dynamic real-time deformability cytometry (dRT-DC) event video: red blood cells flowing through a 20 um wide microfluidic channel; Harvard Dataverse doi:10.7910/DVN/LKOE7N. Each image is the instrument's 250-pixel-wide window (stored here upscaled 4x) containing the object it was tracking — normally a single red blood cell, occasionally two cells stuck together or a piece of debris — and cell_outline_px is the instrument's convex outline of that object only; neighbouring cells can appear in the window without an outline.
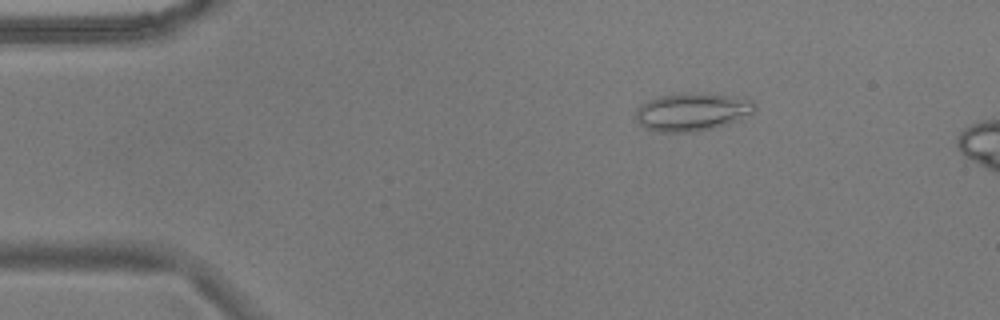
{"species": "common noctule bat (a hibernating species)", "species_latin": "Nyctalus noctula", "temperature_condition": "warm", "stored_images_in_passage": 15, "camera_frame_rate_fps": 3000, "um_per_image_px": 0.085, "animal": {"sex": "male", "body_mass_g": 17.9}, "frame": {"image": 1, "passage_image": 9, "time_ms": 2.667, "image_size_px": [1000, 320], "cell_outline_px": [[756, 108], [752, 112], [716, 128], [696, 132], [656, 132], [644, 128], [636, 120], [636, 108], [640, 104], [648, 100], [660, 96], [680, 92], [708, 92], [732, 96], [752, 100], [756, 104]], "centroid_in_image_um": [58.78, 9.49], "position_along_channel_um": 26.2, "area_um2": 26.7}}